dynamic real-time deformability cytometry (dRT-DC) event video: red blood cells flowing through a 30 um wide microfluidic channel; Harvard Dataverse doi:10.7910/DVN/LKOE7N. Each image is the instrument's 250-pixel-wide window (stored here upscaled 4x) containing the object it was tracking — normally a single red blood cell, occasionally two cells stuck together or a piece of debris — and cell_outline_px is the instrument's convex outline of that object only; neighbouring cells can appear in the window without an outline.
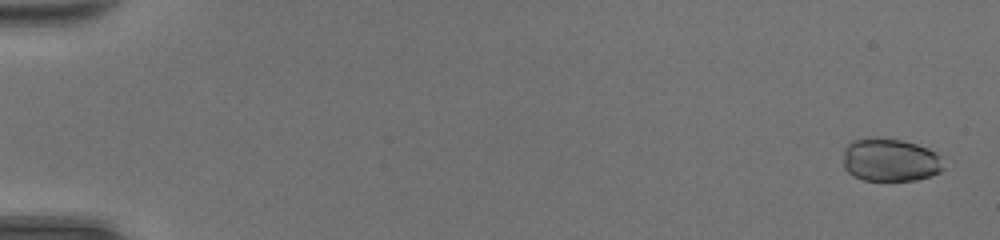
{"species": "common noctule bat (a hibernating species)", "species_latin": "Nyctalus noctula", "temperature_condition": "room temperature", "stored_images_in_passage": 49, "camera_frame_rate_fps": 3000, "um_per_image_px": 0.085, "animal": {"sex": "female", "body_mass_g": 20.0, "forearm_length_mm": 54.0}, "frame": {"image": 1, "passage_image": 2, "time_ms": 0.333, "image_size_px": [1000, 240], "cell_outline_px": [[944, 168], [940, 172], [916, 180], [864, 180], [852, 176], [844, 168], [844, 148], [852, 140], [872, 136], [876, 136], [900, 140], [916, 144], [928, 148], [936, 152], [940, 156]], "centroid_in_image_um": [75.64, 13.58], "position_along_channel_um": 9.4, "area_um2": 25.43}}
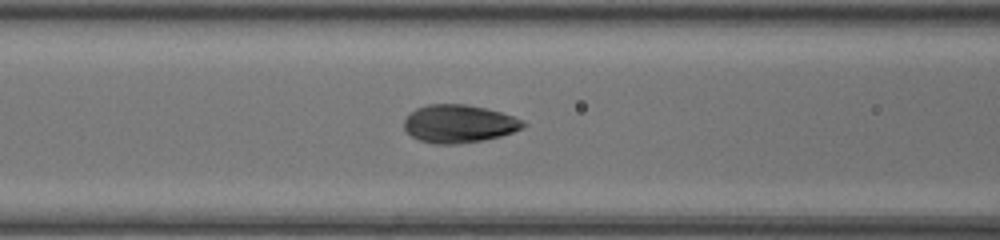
{"frame": {"image": 2, "passage_image": 22, "time_ms": 7.0, "image_size_px": [1000, 240], "cell_outline_px": [[528, 124], [524, 128], [500, 136], [484, 140], [456, 144], [436, 144], [420, 140], [412, 136], [404, 128], [404, 120], [416, 108], [428, 104], [468, 104], [488, 108], [524, 120]], "centroid_in_image_um": [39.04, 10.51], "position_along_channel_um": 127.6, "area_um2": 26.41}}
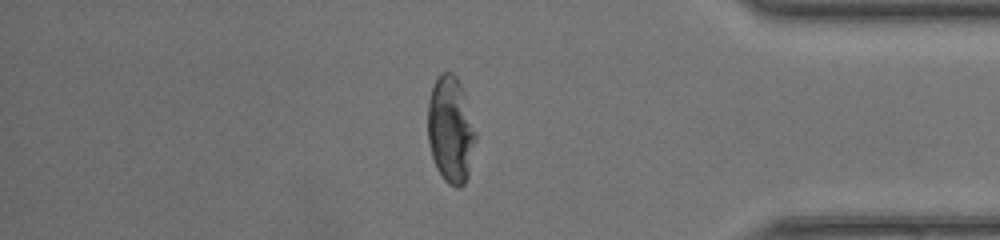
{"frame": {"image": 3, "passage_image": 42, "time_ms": 13.667, "image_size_px": [1000, 240], "cell_outline_px": [[476, 136], [468, 176], [464, 184], [460, 188], [456, 188], [448, 184], [444, 180], [436, 168], [428, 144], [428, 100], [432, 84], [440, 72], [452, 72], [456, 76], [460, 84], [476, 132]], "centroid_in_image_um": [38.28, 11.03], "position_along_channel_um": 396.9, "area_um2": 29.77}, "authors_computed_cell_mechanics": {"area_um2": 26.4146, "velocity_mm_per_s": 4.3946, "shape_relaxation_time_tau1_ms": 5.7874, "shape_relaxation_time_tau2_ms": null, "deformation_change_tau1": 0.2051, "deformation_change_tau2": null}}